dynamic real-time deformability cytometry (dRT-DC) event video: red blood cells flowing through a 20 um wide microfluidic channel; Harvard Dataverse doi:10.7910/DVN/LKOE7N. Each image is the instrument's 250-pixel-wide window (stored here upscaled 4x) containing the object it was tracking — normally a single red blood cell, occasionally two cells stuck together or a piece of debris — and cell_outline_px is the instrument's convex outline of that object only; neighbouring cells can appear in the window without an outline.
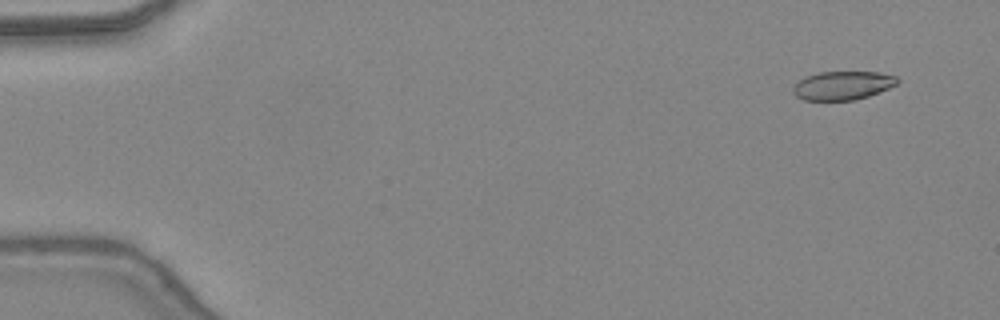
{"species": "common noctule bat (a hibernating species)", "species_latin": "Nyctalus noctula", "temperature_condition": "warm", "stored_images_in_passage": 48, "camera_frame_rate_fps": 3000, "um_per_image_px": 0.085, "animal": {"sex": "female", "body_mass_g": 24.6, "forearm_length_mm": 56.2}, "frame": {"image": 1, "passage_image": 4, "time_ms": 1.0, "image_size_px": [1000, 320], "cell_outline_px": [[900, 80], [896, 84], [888, 88], [868, 96], [856, 100], [804, 100], [796, 96], [792, 92], [792, 88], [804, 76], [820, 72], [880, 72], [896, 76]], "centroid_in_image_um": [71.62, 7.26], "position_along_channel_um": 13.4, "area_um2": 17.4}}
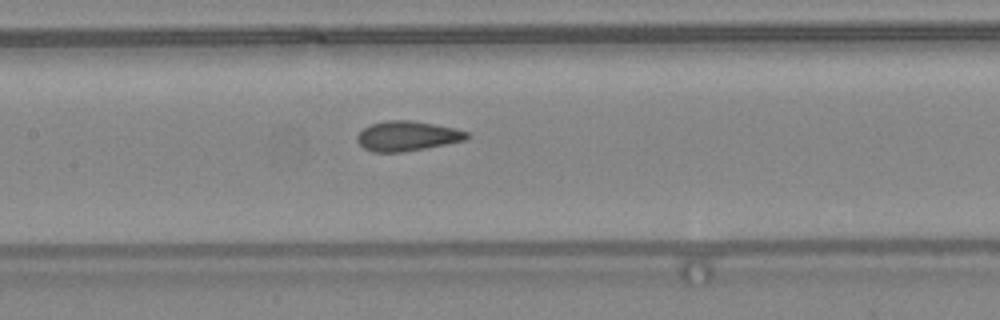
{"frame": {"image": 2, "passage_image": 24, "time_ms": 7.667, "image_size_px": [1000, 320], "cell_outline_px": [[468, 136], [464, 140], [404, 152], [372, 152], [364, 148], [356, 140], [356, 136], [364, 128], [372, 124], [388, 120], [408, 120], [432, 124], [452, 128], [468, 132]], "centroid_in_image_um": [34.55, 11.57], "position_along_channel_um": 172.8, "area_um2": 18.67}}
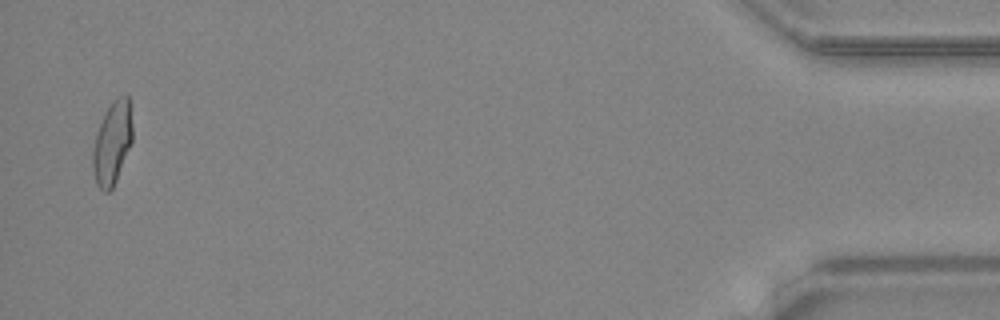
{"frame": {"image": 3, "passage_image": 47, "time_ms": 15.333, "image_size_px": [1000, 320], "cell_outline_px": [[132, 140], [116, 180], [112, 188], [108, 192], [104, 192], [96, 184], [92, 168], [92, 152], [96, 132], [104, 112], [112, 100], [116, 96], [124, 92], [128, 92], [132, 124]], "centroid_in_image_um": [9.53, 12.07], "position_along_channel_um": 425.7, "area_um2": 19.48}, "authors_computed_cell_mechanics": {"area_um2": 18.9295, "velocity_mm_per_s": 4.4238, "shape_relaxation_time_tau1_ms": 9.7348, "shape_relaxation_time_tau2_ms": 0.9516, "deformation_change_tau1": 0.2518, "deformation_change_tau2": 0.0652}}